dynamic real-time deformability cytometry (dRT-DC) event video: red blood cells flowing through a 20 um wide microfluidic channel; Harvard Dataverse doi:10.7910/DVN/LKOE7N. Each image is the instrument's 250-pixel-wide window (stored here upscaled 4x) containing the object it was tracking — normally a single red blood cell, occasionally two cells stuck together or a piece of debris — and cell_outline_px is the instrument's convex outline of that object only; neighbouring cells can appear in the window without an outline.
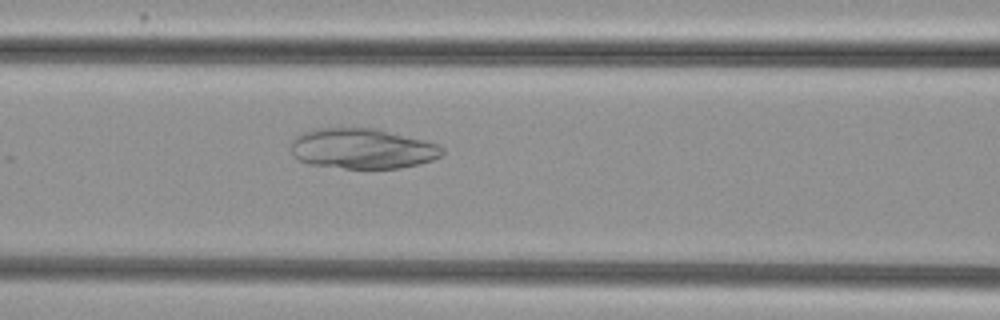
{"species": "common noctule bat (a hibernating species)", "species_latin": "Nyctalus noctula", "temperature_condition": "cold", "stored_images_in_passage": 21, "camera_frame_rate_fps": 3000, "um_per_image_px": 0.085, "animal": {"sex": "female", "body_mass_g": 29.2, "forearm_length_mm": 56.3}, "frame": {"image": 1, "passage_image": 10, "time_ms": 3.0, "image_size_px": [1000, 320], "cell_outline_px": [[444, 152], [440, 156], [432, 160], [420, 164], [400, 168], [344, 168], [308, 164], [300, 160], [292, 152], [292, 140], [296, 136], [312, 128], [376, 128], [440, 144], [444, 148]], "centroid_in_image_um": [30.83, 12.63], "position_along_channel_um": 135.8, "area_um2": 35.6}}
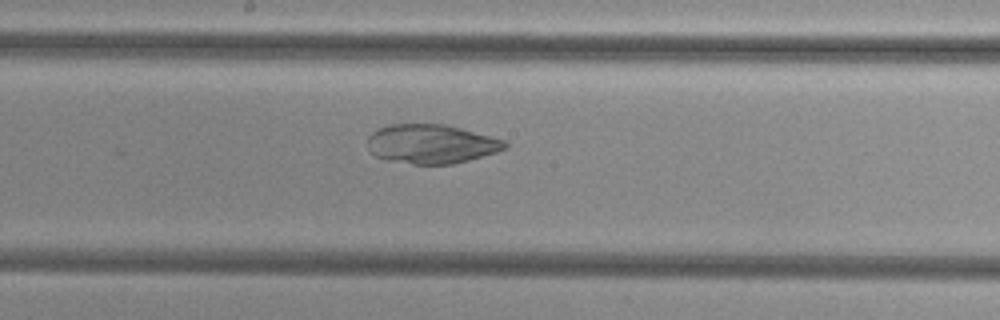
{"frame": {"image": 2, "passage_image": 16, "time_ms": 5.0, "image_size_px": [1000, 320], "cell_outline_px": [[508, 148], [496, 152], [468, 160], [452, 164], [412, 164], [384, 160], [376, 156], [368, 148], [368, 136], [376, 128], [388, 124], [444, 124], [460, 128], [504, 140], [508, 144]], "centroid_in_image_um": [36.62, 12.23], "position_along_channel_um": 211.6, "area_um2": 31.39}}
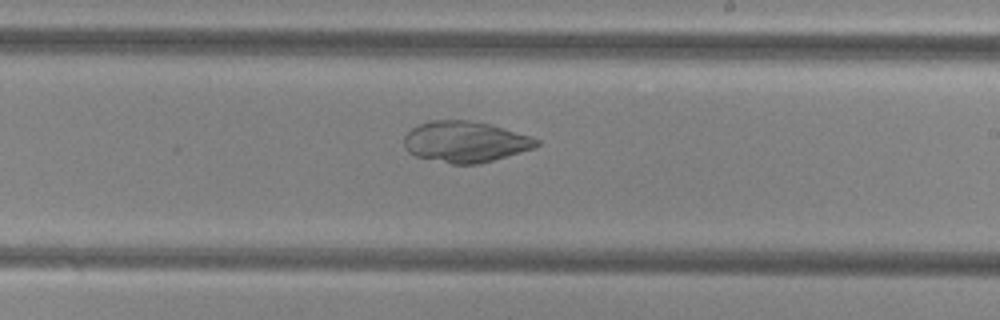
{"frame": {"image": 3, "passage_image": 19, "time_ms": 6.0, "image_size_px": [1000, 320], "cell_outline_px": [[540, 144], [532, 148], [520, 152], [492, 160], [476, 164], [452, 164], [416, 156], [408, 152], [404, 148], [404, 136], [412, 128], [428, 120], [468, 120], [492, 124], [532, 136], [540, 140]], "centroid_in_image_um": [39.54, 12.04], "position_along_channel_um": 249.5, "area_um2": 31.67}}